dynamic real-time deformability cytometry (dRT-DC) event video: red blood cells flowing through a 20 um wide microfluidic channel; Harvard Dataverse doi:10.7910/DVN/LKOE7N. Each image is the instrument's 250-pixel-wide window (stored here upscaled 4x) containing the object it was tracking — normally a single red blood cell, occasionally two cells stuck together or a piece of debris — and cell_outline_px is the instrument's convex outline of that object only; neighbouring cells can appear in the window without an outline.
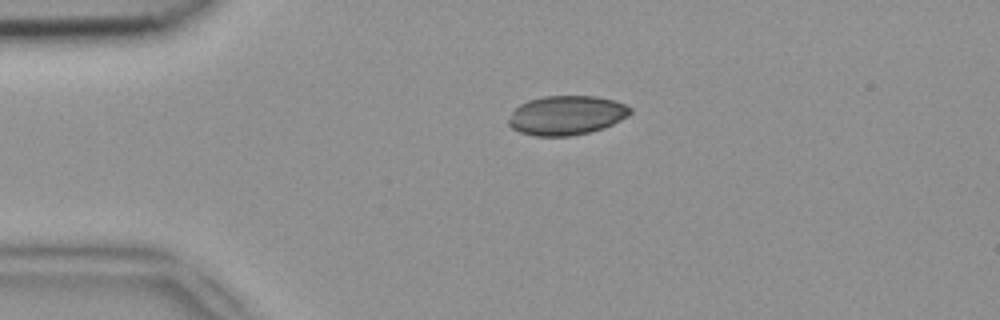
{"species": "common noctule bat (a hibernating species)", "species_latin": "Nyctalus noctula", "temperature_condition": "room temperature", "stored_images_in_passage": 39, "camera_frame_rate_fps": 3000, "um_per_image_px": 0.085, "animal": {"sex": "female", "body_mass_g": 18.4}, "frame": {"image": 1, "passage_image": 1, "time_ms": 0.0, "image_size_px": [1000, 320], "cell_outline_px": [[632, 112], [628, 116], [604, 128], [588, 132], [568, 136], [536, 136], [520, 132], [512, 128], [508, 124], [508, 120], [512, 112], [520, 104], [528, 100], [544, 96], [596, 96], [612, 100], [624, 104], [632, 108]], "centroid_in_image_um": [48.14, 9.8], "position_along_channel_um": 36.9, "area_um2": 27.74}}
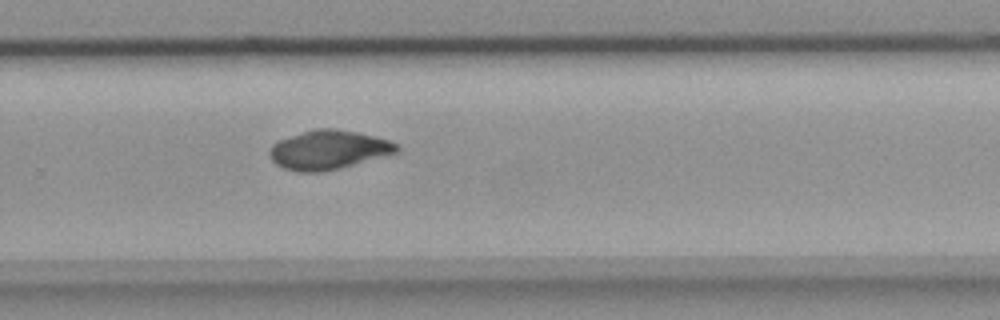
{"frame": {"image": 2, "passage_image": 23, "time_ms": 7.333, "image_size_px": [1000, 320], "cell_outline_px": [[400, 148], [396, 152], [340, 168], [320, 172], [300, 172], [284, 168], [276, 164], [272, 160], [268, 152], [268, 148], [272, 144], [280, 140], [316, 128], [336, 128], [356, 132], [388, 140], [400, 144]], "centroid_in_image_um": [27.9, 12.73], "position_along_channel_um": 301.9, "area_um2": 28.61}}
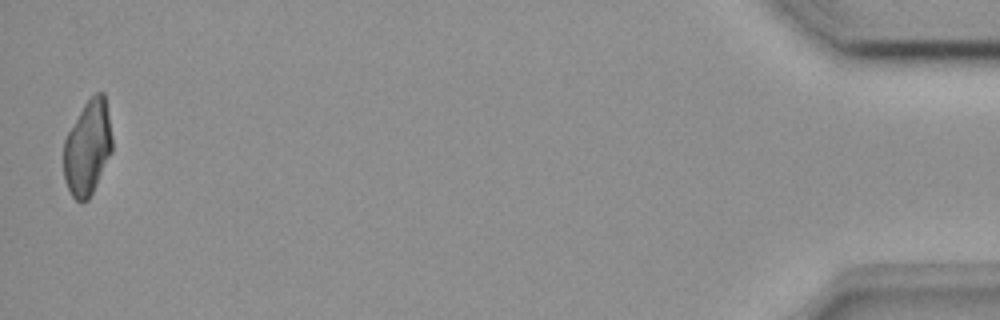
{"frame": {"image": 3, "passage_image": 39, "time_ms": 12.667, "image_size_px": [1000, 320], "cell_outline_px": [[112, 152], [88, 200], [76, 200], [72, 196], [64, 180], [64, 140], [68, 132], [84, 104], [96, 92], [104, 92], [112, 140]], "centroid_in_image_um": [7.44, 12.55], "position_along_channel_um": 427.8, "area_um2": 26.36}}